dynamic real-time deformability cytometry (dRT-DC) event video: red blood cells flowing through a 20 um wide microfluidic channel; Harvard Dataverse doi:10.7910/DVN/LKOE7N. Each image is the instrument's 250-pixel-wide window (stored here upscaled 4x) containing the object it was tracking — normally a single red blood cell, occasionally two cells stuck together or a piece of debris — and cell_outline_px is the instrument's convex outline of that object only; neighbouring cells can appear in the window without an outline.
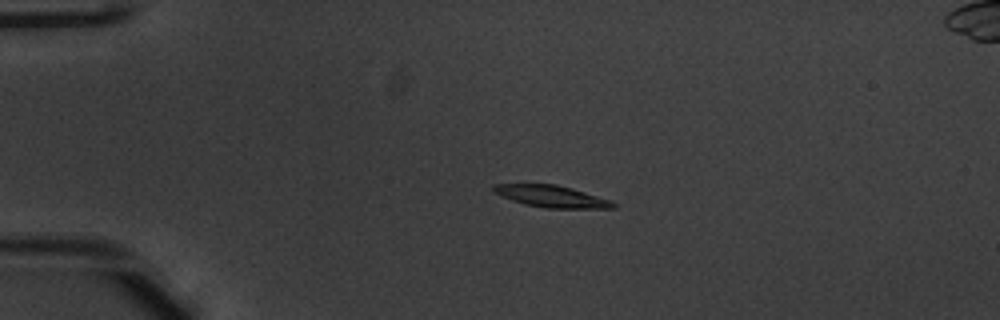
{"species": "common noctule bat (a hibernating species)", "species_latin": "Nyctalus noctula", "temperature_condition": "warm", "stored_images_in_passage": 41, "camera_frame_rate_fps": 3000, "um_per_image_px": 0.085, "animal": {"sex": "male", "body_mass_g": 20.1, "forearm_length_mm": 53.5}, "frame": {"image": 1, "passage_image": 1, "time_ms": 0.0, "image_size_px": [1000, 320], "cell_outline_px": [[616, 208], [544, 208], [524, 204], [500, 196], [492, 188], [492, 184], [556, 184], [572, 188], [612, 200], [616, 204]], "centroid_in_image_um": [46.9, 16.69], "position_along_channel_um": 38.1, "area_um2": 15.26}}
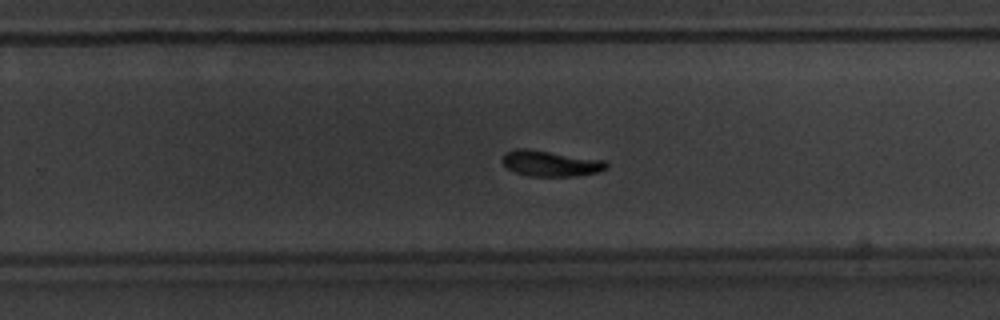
{"frame": {"image": 2, "passage_image": 23, "time_ms": 7.333, "image_size_px": [1000, 320], "cell_outline_px": [[608, 168], [600, 172], [572, 176], [528, 176], [516, 172], [508, 168], [500, 160], [504, 152], [516, 148], [524, 148], [604, 160], [608, 164]], "centroid_in_image_um": [46.77, 13.89], "position_along_channel_um": 283.0, "area_um2": 15.61}}
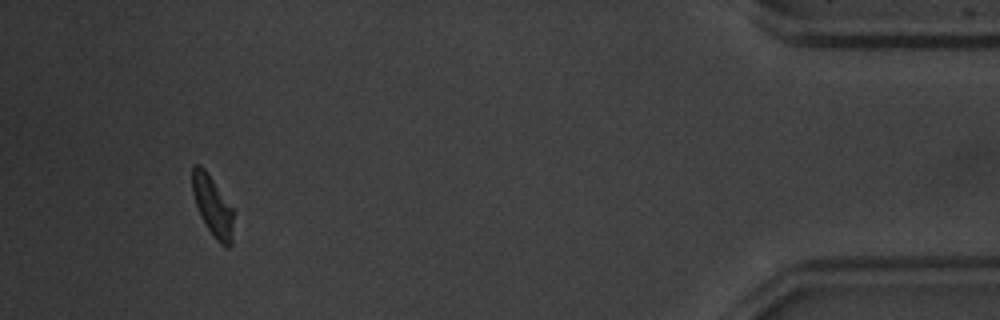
{"frame": {"image": 3, "passage_image": 38, "time_ms": 12.333, "image_size_px": [1000, 320], "cell_outline_px": [[232, 244], [228, 248], [224, 248], [216, 240], [200, 216], [192, 192], [192, 164], [200, 164], [204, 168], [232, 208]], "centroid_in_image_um": [18.05, 17.52], "position_along_channel_um": 417.2, "area_um2": 14.22}, "authors_computed_cell_mechanics": {"area_um2": 15.6638, "velocity_mm_per_s": 3.9145, "shape_relaxation_time_tau1_ms": 2.1669, "shape_relaxation_time_tau2_ms": 2.8725, "deformation_change_tau1": 0.1249, "deformation_change_tau2": 0.081}}